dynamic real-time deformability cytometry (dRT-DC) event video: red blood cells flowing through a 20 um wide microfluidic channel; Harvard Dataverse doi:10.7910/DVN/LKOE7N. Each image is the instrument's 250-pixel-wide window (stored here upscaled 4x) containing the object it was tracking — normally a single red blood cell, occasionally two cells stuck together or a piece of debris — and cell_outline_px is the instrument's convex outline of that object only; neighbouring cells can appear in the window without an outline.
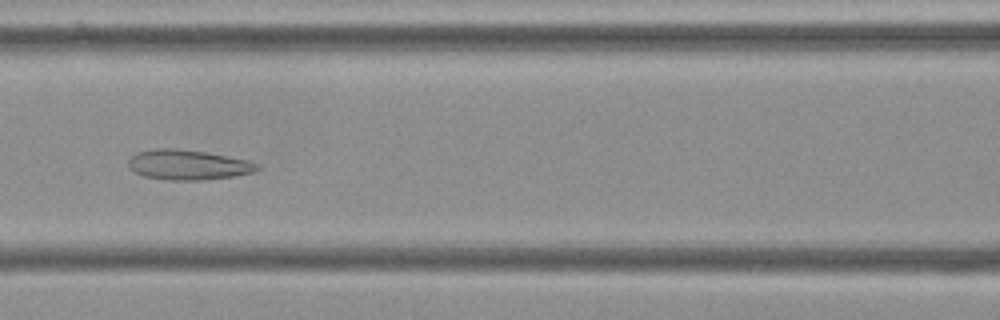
{"species": "Egyptian fruit bat (a non-hibernating species)", "species_latin": "Rousettus aegyptiacus", "temperature_condition": "cold", "stored_images_in_passage": 43, "camera_frame_rate_fps": 3000, "um_per_image_px": 0.085, "frame": {"image": 1, "passage_image": 12, "time_ms": 3.667, "image_size_px": [1000, 320], "cell_outline_px": [[260, 168], [256, 172], [232, 176], [200, 180], [164, 180], [144, 176], [128, 168], [128, 160], [136, 152], [156, 148], [176, 148], [204, 152], [248, 160], [260, 164]], "centroid_in_image_um": [15.97, 14.01], "position_along_channel_um": 150.6, "area_um2": 22.6}}
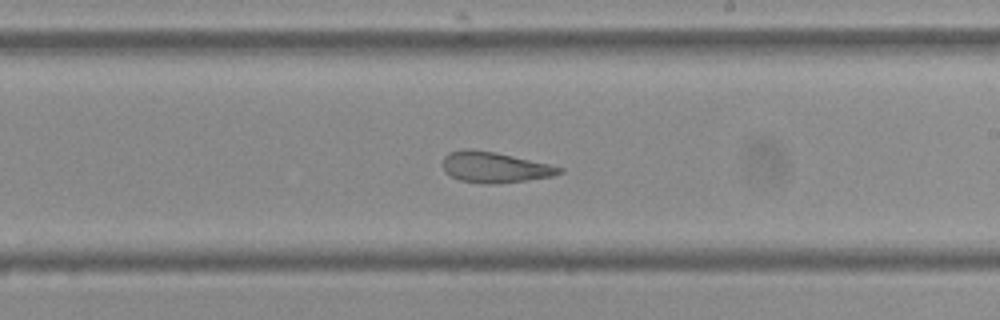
{"frame": {"image": 2, "passage_image": 20, "time_ms": 6.333, "image_size_px": [1000, 320], "cell_outline_px": [[564, 172], [552, 176], [528, 180], [496, 184], [484, 184], [460, 180], [444, 172], [444, 156], [448, 152], [464, 148], [472, 148], [496, 152], [552, 164], [564, 168]], "centroid_in_image_um": [42.07, 14.2], "position_along_channel_um": 246.9, "area_um2": 21.21}}
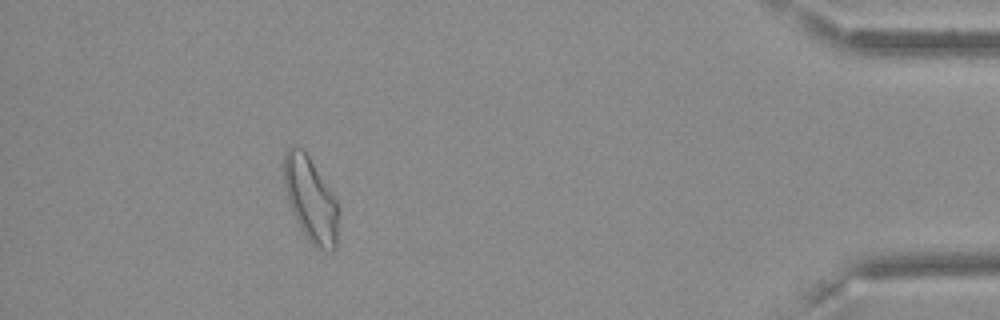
{"frame": {"image": 3, "passage_image": 38, "time_ms": 12.333, "image_size_px": [1000, 320], "cell_outline_px": [[336, 248], [332, 252], [328, 252], [316, 248], [312, 244], [300, 228], [296, 220], [288, 200], [284, 188], [284, 152], [292, 144], [304, 148], [336, 200]], "centroid_in_image_um": [26.36, 16.92], "position_along_channel_um": 408.8, "area_um2": 26.53}, "authors_computed_cell_mechanics": {"area_um2": 23.5824, "velocity_mm_per_s": 3.6186, "shape_relaxation_time_tau1_ms": null, "shape_relaxation_time_tau2_ms": 2.2961, "deformation_change_tau1": null, "deformation_change_tau2": 0.1178}}